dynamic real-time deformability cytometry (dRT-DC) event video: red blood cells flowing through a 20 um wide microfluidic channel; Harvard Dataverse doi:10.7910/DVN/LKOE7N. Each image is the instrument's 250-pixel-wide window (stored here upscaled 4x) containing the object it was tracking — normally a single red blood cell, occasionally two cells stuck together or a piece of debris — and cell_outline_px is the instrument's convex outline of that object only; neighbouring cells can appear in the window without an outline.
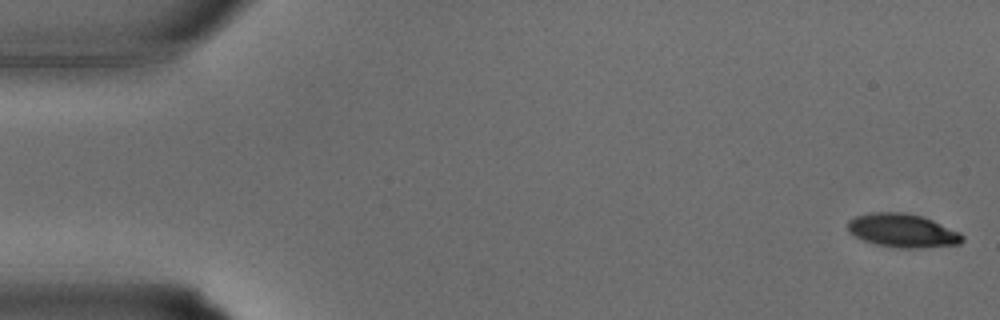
{"species": "common noctule bat (a hibernating species)", "species_latin": "Nyctalus noctula", "temperature_condition": "warm", "stored_images_in_passage": 34, "camera_frame_rate_fps": 3000, "um_per_image_px": 0.085, "animal": {"sex": "male", "body_mass_g": 15.6}, "frame": {"image": 1, "passage_image": 1, "time_ms": 0.0, "image_size_px": [1000, 320], "cell_outline_px": [[964, 240], [960, 244], [920, 248], [900, 248], [876, 244], [864, 240], [848, 232], [848, 220], [856, 216], [872, 212], [904, 212], [920, 216], [932, 220], [960, 232], [964, 236]], "centroid_in_image_um": [76.73, 19.6], "position_along_channel_um": 8.3, "area_um2": 22.37}}
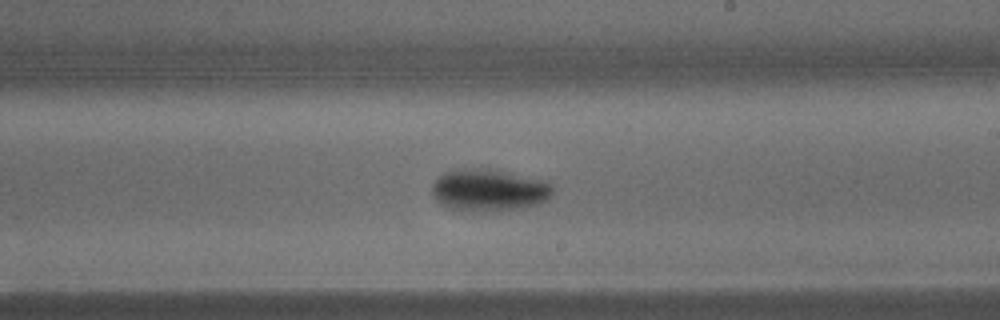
{"frame": {"image": 2, "passage_image": 20, "time_ms": 6.333, "image_size_px": [1000, 320], "cell_outline_px": [[552, 196], [548, 200], [536, 204], [520, 208], [484, 212], [472, 212], [448, 208], [440, 204], [432, 196], [432, 184], [444, 172], [456, 168], [480, 168], [508, 172], [540, 180], [552, 184]], "centroid_in_image_um": [41.51, 16.17], "position_along_channel_um": 247.5, "area_um2": 29.77}}
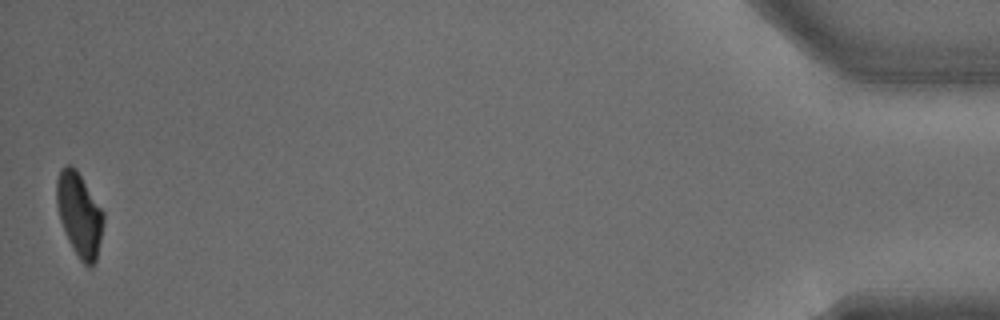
{"frame": {"image": 3, "passage_image": 34, "time_ms": 11.0, "image_size_px": [1000, 320], "cell_outline_px": [[104, 220], [96, 260], [92, 268], [88, 268], [80, 260], [72, 248], [68, 240], [60, 220], [56, 204], [56, 180], [60, 168], [64, 164], [68, 164], [76, 168], [104, 212]], "centroid_in_image_um": [6.73, 18.22], "position_along_channel_um": 428.5, "area_um2": 23.06}}